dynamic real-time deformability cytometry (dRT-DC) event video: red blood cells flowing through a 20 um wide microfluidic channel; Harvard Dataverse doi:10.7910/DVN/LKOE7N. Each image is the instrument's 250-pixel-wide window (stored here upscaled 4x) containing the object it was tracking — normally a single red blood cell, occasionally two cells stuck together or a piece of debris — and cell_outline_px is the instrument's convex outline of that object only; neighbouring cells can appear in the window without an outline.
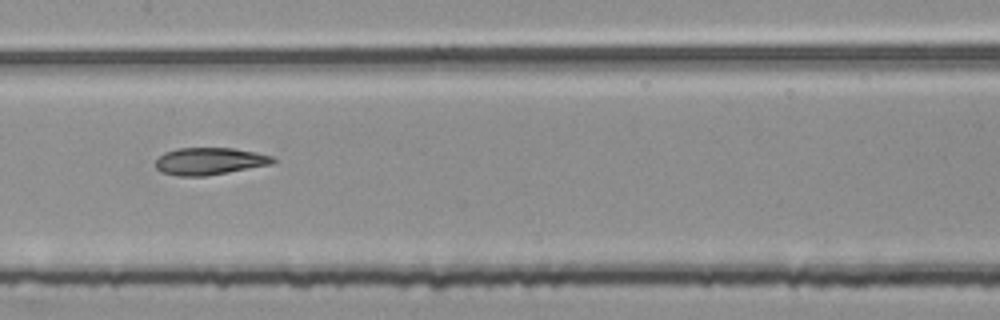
{"species": "common noctule bat (a hibernating species)", "species_latin": "Nyctalus noctula", "temperature_condition": "room temperature", "stored_images_in_passage": 54, "segment_of_instrument_passage": [2, 2], "camera_frame_rate_fps": 3000, "um_per_image_px": 0.085, "animal": {"sex": "female", "body_mass_g": 25.1}, "frame": {"image": 1, "passage_image": 27, "time_ms": 8.667, "image_size_px": [1000, 320], "cell_outline_px": [[276, 160], [272, 164], [204, 176], [176, 176], [160, 172], [156, 168], [156, 160], [164, 152], [176, 148], [232, 148], [256, 152], [272, 156]], "centroid_in_image_um": [17.78, 13.7], "position_along_channel_um": 189.6, "area_um2": 18.55}}
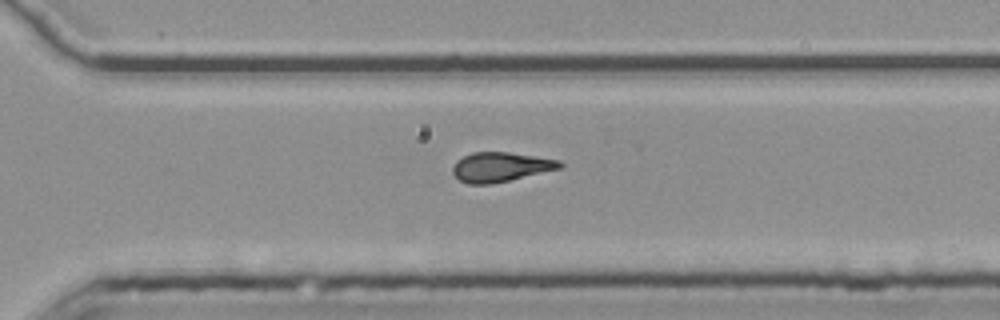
{"frame": {"image": 2, "passage_image": 38, "time_ms": 12.333, "image_size_px": [1000, 320], "cell_outline_px": [[564, 168], [492, 184], [468, 184], [460, 180], [452, 172], [452, 168], [456, 160], [472, 152], [508, 152], [560, 160], [564, 164]], "centroid_in_image_um": [42.58, 14.19], "position_along_channel_um": 328.0, "area_um2": 18.55}}
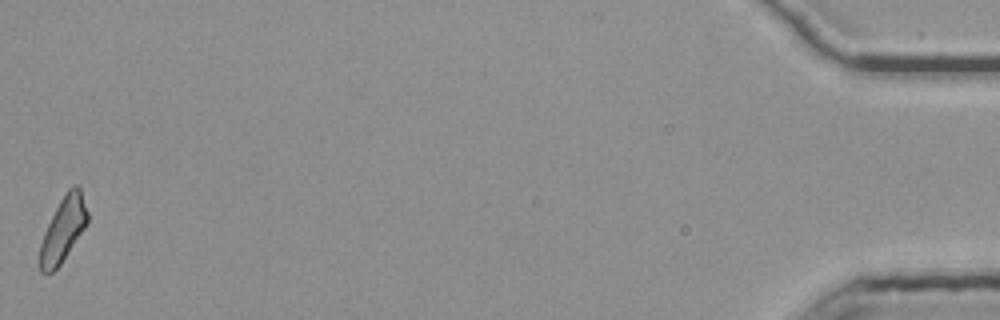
{"frame": {"image": 3, "passage_image": 54, "time_ms": 17.667, "image_size_px": [1000, 320], "cell_outline_px": [[88, 224], [60, 264], [52, 272], [40, 272], [40, 244], [44, 232], [60, 200], [68, 188], [72, 184], [76, 184], [80, 188], [88, 212]], "centroid_in_image_um": [5.39, 19.47], "position_along_channel_um": 429.8, "area_um2": 17.74}}